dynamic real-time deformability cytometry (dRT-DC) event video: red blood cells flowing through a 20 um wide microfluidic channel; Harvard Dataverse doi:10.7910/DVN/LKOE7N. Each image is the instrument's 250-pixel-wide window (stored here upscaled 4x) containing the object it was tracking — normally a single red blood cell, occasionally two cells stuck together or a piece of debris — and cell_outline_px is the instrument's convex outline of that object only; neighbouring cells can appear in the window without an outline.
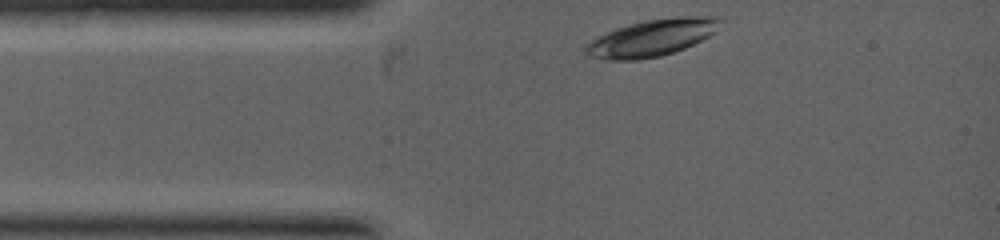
{"species": "common noctule bat (a hibernating species)", "species_latin": "Nyctalus noctula", "temperature_condition": "warm", "stored_images_in_passage": 6, "camera_frame_rate_fps": 5000, "um_per_image_px": 0.085, "animal": {"sex": "female", "body_mass_g": 19.0, "forearm_length_mm": 53.3}, "frame": {"image": 1, "passage_image": 1, "time_ms": 0.0, "image_size_px": [1000, 240], "cell_outline_px": [[724, 16], [716, 32], [684, 48], [660, 56], [636, 60], [612, 60], [588, 56], [584, 52], [584, 44], [596, 36], [616, 28], [644, 20], [684, 16]], "centroid_in_image_um": [55.39, 3.2], "position_along_channel_um": 29.6, "area_um2": 28.96}}
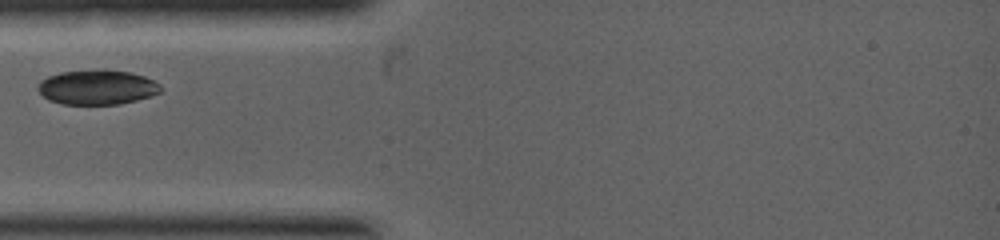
{"frame": {"image": 2, "passage_image": 4, "time_ms": 1.0, "image_size_px": [1000, 240], "cell_outline_px": [[160, 92], [136, 100], [120, 104], [64, 104], [48, 100], [36, 88], [36, 84], [40, 80], [48, 76], [60, 72], [104, 68], [128, 72], [144, 76], [160, 84]], "centroid_in_image_um": [8.2, 7.4], "position_along_channel_um": 76.8, "area_um2": 24.97}}